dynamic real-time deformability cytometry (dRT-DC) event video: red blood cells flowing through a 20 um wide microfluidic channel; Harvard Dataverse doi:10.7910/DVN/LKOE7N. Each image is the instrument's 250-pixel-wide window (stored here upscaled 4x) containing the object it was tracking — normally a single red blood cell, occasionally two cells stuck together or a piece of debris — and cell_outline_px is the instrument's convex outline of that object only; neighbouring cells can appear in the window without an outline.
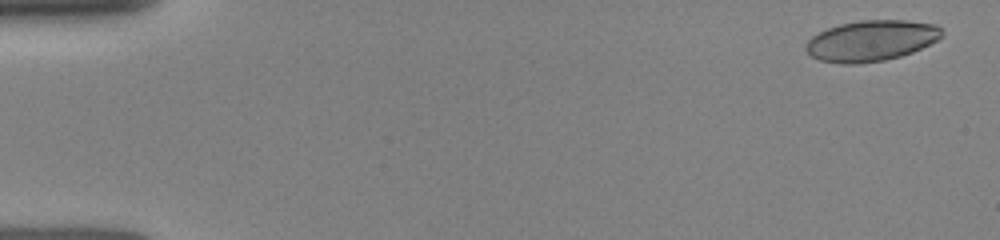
{"species": "human", "species_latin": "Homo sapiens", "temperature_condition": "room temperature", "stored_images_in_passage": 7, "camera_frame_rate_fps": 3000, "um_per_image_px": 0.085, "donor": {"sex": "female"}, "frame": {"image": 1, "passage_image": 1, "time_ms": 0.0, "image_size_px": [1000, 240], "cell_outline_px": [[944, 36], [912, 52], [900, 56], [884, 60], [856, 64], [840, 64], [820, 60], [812, 56], [804, 48], [804, 44], [812, 36], [828, 28], [840, 24], [860, 20], [904, 20], [936, 24], [944, 32]], "centroid_in_image_um": [74.04, 3.46], "position_along_channel_um": 11.0, "area_um2": 32.31}}
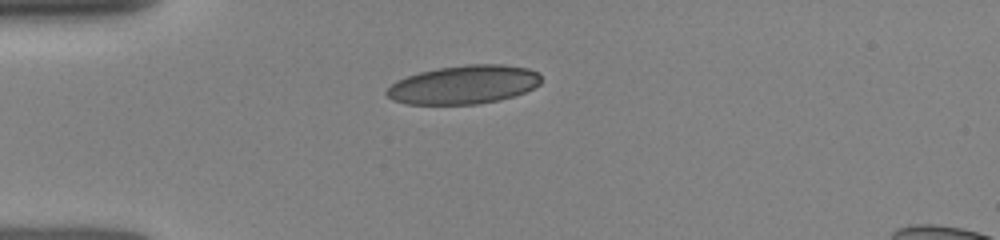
{"frame": {"image": 2, "passage_image": 5, "time_ms": 3.667, "image_size_px": [1000, 240], "cell_outline_px": [[540, 84], [524, 92], [512, 96], [496, 100], [476, 104], [408, 104], [392, 100], [384, 92], [396, 80], [420, 72], [440, 68], [468, 64], [504, 64], [528, 68], [536, 72], [540, 76]], "centroid_in_image_um": [39.4, 7.19], "position_along_channel_um": 45.6, "area_um2": 34.45}}
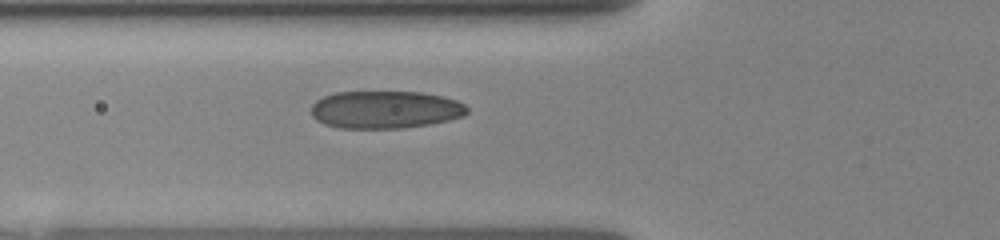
{"frame": {"image": 3, "passage_image": 7, "time_ms": 5.333, "image_size_px": [1000, 240], "cell_outline_px": [[468, 112], [464, 116], [448, 120], [428, 124], [404, 128], [340, 128], [324, 124], [316, 120], [312, 116], [312, 104], [316, 100], [324, 96], [336, 92], [420, 92], [440, 96], [456, 100], [464, 104], [468, 108]], "centroid_in_image_um": [32.73, 9.32], "position_along_channel_um": 93.1, "area_um2": 34.16}}